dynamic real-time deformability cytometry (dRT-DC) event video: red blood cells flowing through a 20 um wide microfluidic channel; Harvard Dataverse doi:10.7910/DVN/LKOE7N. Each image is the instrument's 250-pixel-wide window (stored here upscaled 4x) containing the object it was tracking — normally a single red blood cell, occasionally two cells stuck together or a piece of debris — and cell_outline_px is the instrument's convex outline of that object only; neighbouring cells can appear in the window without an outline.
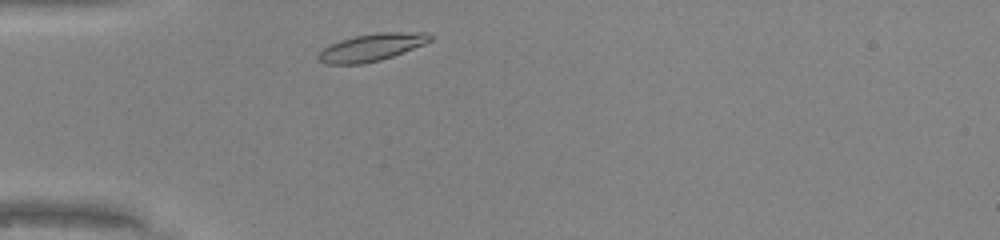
{"species": "common noctule bat (a hibernating species)", "species_latin": "Nyctalus noctula", "temperature_condition": "warm", "stored_images_in_passage": 27, "camera_frame_rate_fps": 3000, "um_per_image_px": 0.085, "animal": {"sex": "male", "body_mass_g": 20.0, "forearm_length_mm": 53.3}, "frame": {"image": 1, "passage_image": 2, "time_ms": 0.333, "image_size_px": [1000, 240], "cell_outline_px": [[432, 40], [424, 44], [392, 56], [380, 60], [364, 64], [324, 64], [316, 56], [324, 48], [340, 40], [356, 36], [380, 32], [428, 32], [432, 36]], "centroid_in_image_um": [31.6, 4.02], "position_along_channel_um": 53.4, "area_um2": 17.69}}
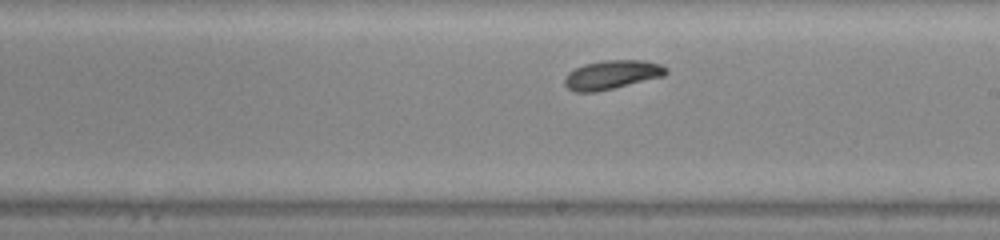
{"frame": {"image": 2, "passage_image": 16, "time_ms": 5.0, "image_size_px": [1000, 240], "cell_outline_px": [[668, 72], [664, 76], [596, 92], [572, 92], [564, 84], [564, 80], [568, 72], [584, 64], [604, 60], [644, 60], [660, 64], [668, 68]], "centroid_in_image_um": [52.01, 6.35], "position_along_channel_um": 237.0, "area_um2": 17.11}}
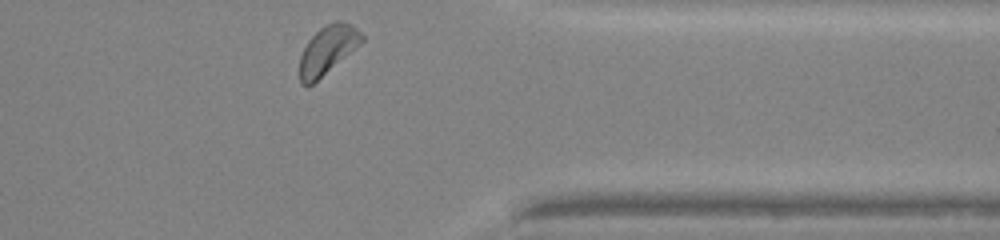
{"frame": {"image": 3, "passage_image": 27, "time_ms": 8.667, "image_size_px": [1000, 240], "cell_outline_px": [[364, 40], [360, 44], [308, 88], [300, 84], [300, 56], [308, 40], [320, 28], [336, 20], [340, 20], [352, 24], [364, 36]], "centroid_in_image_um": [27.83, 4.25], "position_along_channel_um": 383.6, "area_um2": 17.4}, "authors_computed_cell_mechanics": {"area_um2": 16.9932, "velocity_mm_per_s": 4.2256, "shape_relaxation_time_tau1_ms": 2.1197, "shape_relaxation_time_tau2_ms": null, "deformation_change_tau1": 0.1171, "deformation_change_tau2": null}}